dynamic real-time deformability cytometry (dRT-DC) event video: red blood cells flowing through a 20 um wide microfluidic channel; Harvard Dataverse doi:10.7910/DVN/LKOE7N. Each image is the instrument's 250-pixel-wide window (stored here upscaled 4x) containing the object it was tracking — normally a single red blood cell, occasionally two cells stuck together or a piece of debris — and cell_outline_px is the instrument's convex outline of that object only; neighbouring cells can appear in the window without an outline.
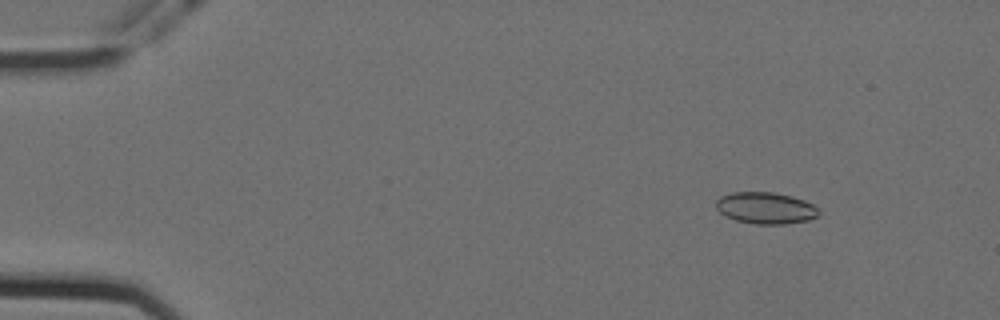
{"species": "Egyptian fruit bat (a non-hibernating species)", "species_latin": "Rousettus aegyptiacus", "temperature_condition": "cold", "stored_images_in_passage": 57, "camera_frame_rate_fps": 3000, "um_per_image_px": 0.085, "animal": {"sex": "female"}, "frame": {"image": 1, "passage_image": 7, "time_ms": 2.0, "image_size_px": [1000, 320], "cell_outline_px": [[820, 212], [816, 216], [808, 220], [784, 224], [756, 224], [736, 220], [724, 216], [716, 208], [716, 200], [720, 196], [732, 192], [772, 192], [792, 196], [804, 200], [812, 204]], "centroid_in_image_um": [65.04, 17.67], "position_along_channel_um": 20.0, "area_um2": 18.9}}
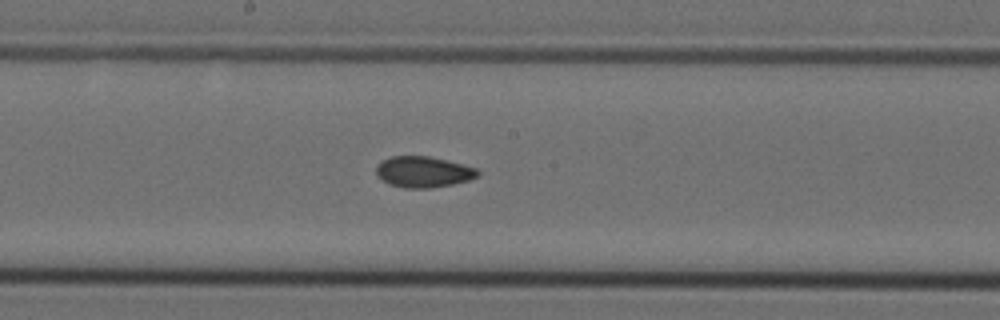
{"frame": {"image": 2, "passage_image": 31, "time_ms": 10.0, "image_size_px": [1000, 320], "cell_outline_px": [[480, 176], [468, 180], [452, 184], [428, 188], [404, 188], [388, 184], [376, 176], [376, 164], [380, 160], [392, 156], [428, 156], [476, 168], [480, 172]], "centroid_in_image_um": [35.92, 14.61], "position_along_channel_um": 212.3, "area_um2": 18.38}}
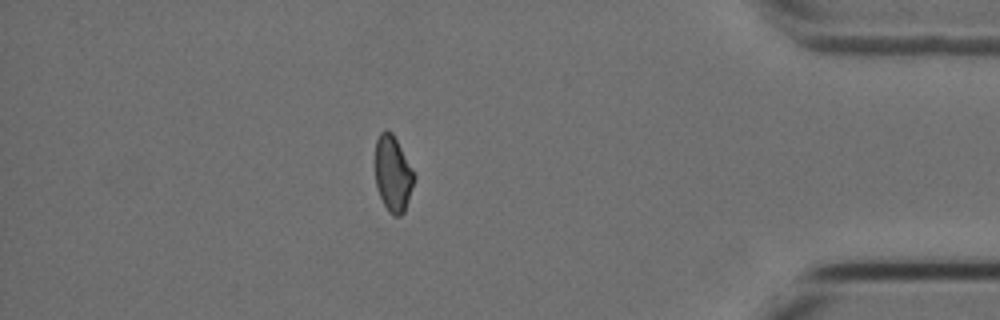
{"frame": {"image": 3, "passage_image": 50, "time_ms": 16.333, "image_size_px": [1000, 320], "cell_outline_px": [[416, 176], [404, 212], [400, 216], [392, 216], [388, 212], [380, 196], [376, 184], [376, 140], [380, 132], [384, 128], [388, 128], [392, 132]], "centroid_in_image_um": [33.4, 14.76], "position_along_channel_um": 401.8, "area_um2": 17.11}, "authors_computed_cell_mechanics": {"area_um2": 18.207, "velocity_mm_per_s": 3.5769, "shape_relaxation_time_tau1_ms": null, "shape_relaxation_time_tau2_ms": 2.6849, "deformation_change_tau1": null, "deformation_change_tau2": 0.0671}}